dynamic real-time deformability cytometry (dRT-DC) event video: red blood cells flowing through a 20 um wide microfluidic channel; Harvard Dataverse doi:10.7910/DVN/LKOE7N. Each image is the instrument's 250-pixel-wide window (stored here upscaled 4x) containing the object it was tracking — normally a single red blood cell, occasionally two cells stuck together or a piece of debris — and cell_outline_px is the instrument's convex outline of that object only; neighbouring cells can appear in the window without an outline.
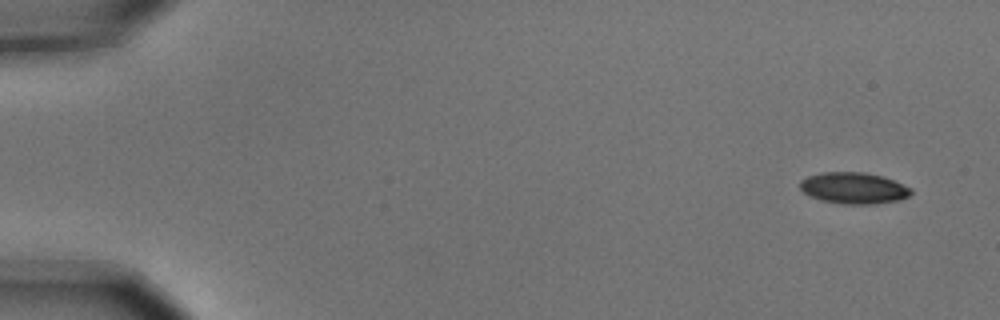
{"species": "common noctule bat (a hibernating species)", "species_latin": "Nyctalus noctula", "temperature_condition": "cold", "stored_images_in_passage": 10, "camera_frame_rate_fps": 3000, "um_per_image_px": 0.085, "animal": {"sex": "male", "body_mass_g": 15.6}, "frame": {"image": 1, "passage_image": 1, "time_ms": 0.0, "image_size_px": [1000, 320], "cell_outline_px": [[912, 192], [908, 196], [900, 200], [876, 204], [840, 204], [820, 200], [808, 196], [800, 188], [800, 180], [808, 176], [824, 172], [864, 172], [880, 176], [892, 180], [912, 188]], "centroid_in_image_um": [72.54, 16.0], "position_along_channel_um": 12.5, "area_um2": 20.35}}
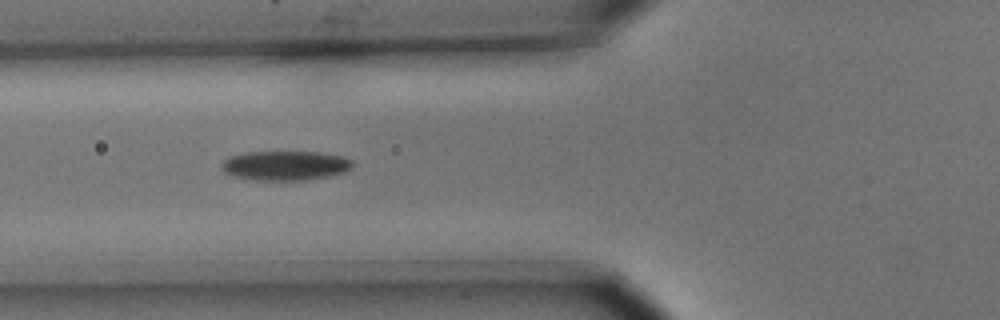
{"frame": {"image": 2, "passage_image": 6, "time_ms": 1.667, "image_size_px": [1000, 320], "cell_outline_px": [[352, 168], [344, 172], [332, 176], [308, 180], [252, 180], [236, 176], [224, 172], [220, 168], [220, 164], [228, 156], [248, 152], [320, 152], [344, 156], [352, 160]], "centroid_in_image_um": [24.26, 14.07], "position_along_channel_um": 101.5, "area_um2": 22.77}}
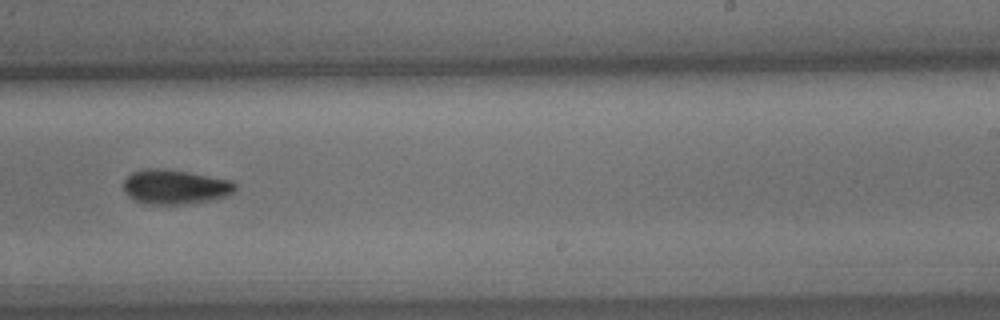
{"frame": {"image": 3, "passage_image": 10, "time_ms": 3.0, "image_size_px": [1000, 320], "cell_outline_px": [[236, 188], [228, 196], [212, 200], [184, 204], [148, 204], [136, 200], [128, 196], [124, 192], [124, 180], [132, 172], [148, 168], [156, 168], [188, 172], [232, 180], [236, 184]], "centroid_in_image_um": [14.9, 15.89], "position_along_channel_um": 274.1, "area_um2": 22.43}}